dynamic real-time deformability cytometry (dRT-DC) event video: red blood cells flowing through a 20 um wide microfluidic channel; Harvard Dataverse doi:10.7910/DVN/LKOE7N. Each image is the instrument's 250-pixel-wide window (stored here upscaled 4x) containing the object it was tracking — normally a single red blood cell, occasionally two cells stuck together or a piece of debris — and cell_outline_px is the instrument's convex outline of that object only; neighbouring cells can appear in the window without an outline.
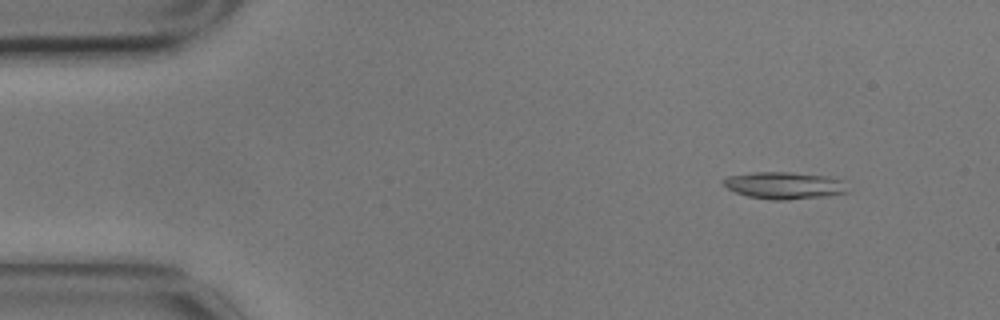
{"species": "common noctule bat (a hibernating species)", "species_latin": "Nyctalus noctula", "temperature_condition": "cold", "stored_images_in_passage": 57, "camera_frame_rate_fps": 3000, "um_per_image_px": 0.085, "animal": {"sex": "male", "body_mass_g": 17.9}, "frame": {"image": 1, "passage_image": 5, "time_ms": 1.333, "image_size_px": [1000, 320], "cell_outline_px": [[848, 192], [824, 196], [788, 200], [772, 200], [748, 196], [736, 192], [728, 188], [724, 184], [724, 180], [728, 176], [752, 172], [788, 172], [824, 176], [840, 180]], "centroid_in_image_um": [66.62, 15.76], "position_along_channel_um": 18.4, "area_um2": 19.13}}
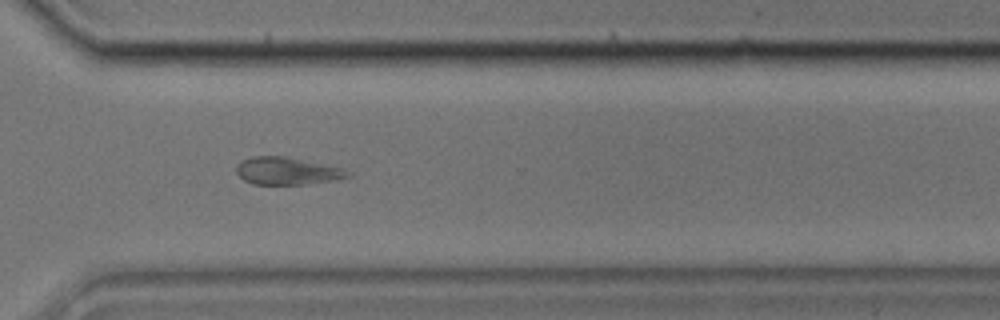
{"frame": {"image": 2, "passage_image": 41, "time_ms": 13.333, "image_size_px": [1000, 320], "cell_outline_px": [[352, 176], [336, 180], [308, 184], [252, 184], [244, 180], [236, 172], [236, 168], [240, 160], [252, 156], [284, 156], [344, 168], [352, 172]], "centroid_in_image_um": [24.43, 14.53], "position_along_channel_um": 346.2, "area_um2": 17.98}}
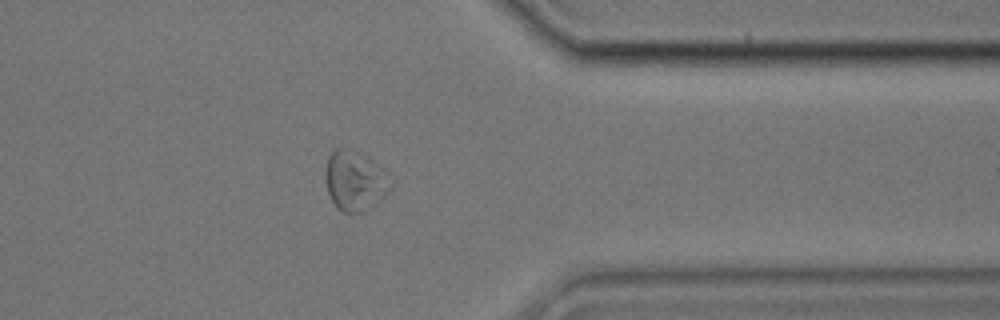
{"frame": {"image": 3, "passage_image": 45, "time_ms": 14.667, "image_size_px": [1000, 320], "cell_outline_px": [[392, 192], [368, 208], [360, 212], [344, 212], [336, 208], [328, 192], [324, 180], [324, 172], [328, 156], [336, 148], [344, 148], [368, 156], [388, 172], [392, 184]], "centroid_in_image_um": [30.19, 15.36], "position_along_channel_um": 381.2, "area_um2": 23.12}}